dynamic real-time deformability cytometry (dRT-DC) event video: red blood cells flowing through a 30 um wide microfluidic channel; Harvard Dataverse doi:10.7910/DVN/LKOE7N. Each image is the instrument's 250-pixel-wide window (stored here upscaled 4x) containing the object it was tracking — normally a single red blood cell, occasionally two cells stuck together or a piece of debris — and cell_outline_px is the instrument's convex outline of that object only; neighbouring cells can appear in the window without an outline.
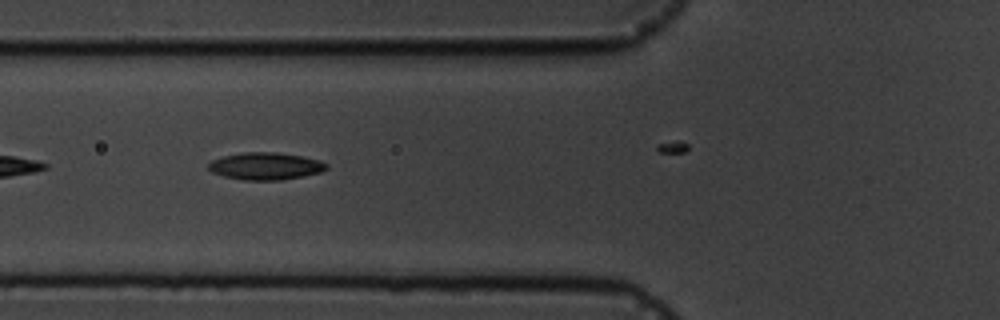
{"species": "common noctule bat (a hibernating species)", "species_latin": "Nyctalus noctula", "temperature_condition": "cold", "stored_images_in_passage": 8, "camera_frame_rate_fps": 3000, "um_per_image_px": 0.085, "animal": {"sex": "male", "body_mass_g": 19.5, "forearm_length_mm": 54.6}, "frame": {"image": 1, "passage_image": 3, "time_ms": 2.333, "image_size_px": [1000, 320], "cell_outline_px": [[328, 168], [320, 172], [280, 180], [244, 180], [224, 176], [212, 172], [208, 168], [208, 164], [212, 160], [224, 156], [244, 152], [276, 152], [304, 156], [320, 160], [328, 164]], "centroid_in_image_um": [22.58, 14.11], "position_along_channel_um": 103.2, "area_um2": 18.67}}
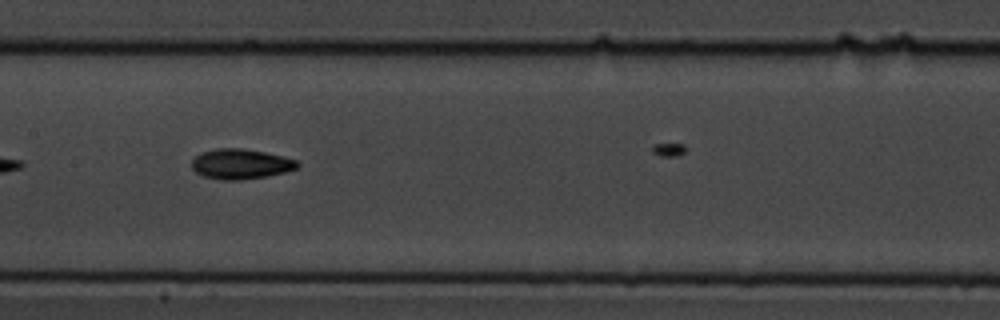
{"frame": {"image": 2, "passage_image": 5, "time_ms": 4.667, "image_size_px": [1000, 320], "cell_outline_px": [[300, 164], [296, 168], [284, 172], [264, 176], [240, 180], [220, 180], [204, 176], [196, 172], [192, 168], [192, 160], [196, 156], [204, 152], [216, 148], [244, 148], [284, 156], [296, 160]], "centroid_in_image_um": [20.45, 13.93], "position_along_channel_um": 186.9, "area_um2": 18.38}}
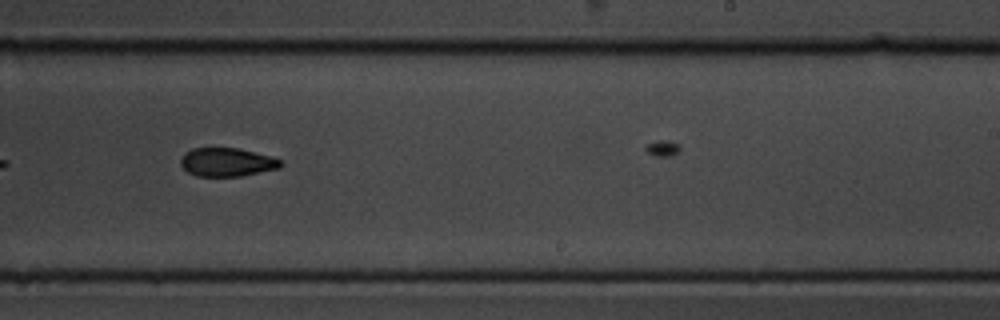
{"frame": {"image": 3, "passage_image": 7, "time_ms": 7.0, "image_size_px": [1000, 320], "cell_outline_px": [[284, 164], [280, 168], [240, 176], [196, 176], [188, 172], [180, 164], [180, 160], [184, 152], [192, 148], [236, 148], [272, 156], [280, 160]], "centroid_in_image_um": [19.28, 13.78], "position_along_channel_um": 269.7, "area_um2": 16.65}}